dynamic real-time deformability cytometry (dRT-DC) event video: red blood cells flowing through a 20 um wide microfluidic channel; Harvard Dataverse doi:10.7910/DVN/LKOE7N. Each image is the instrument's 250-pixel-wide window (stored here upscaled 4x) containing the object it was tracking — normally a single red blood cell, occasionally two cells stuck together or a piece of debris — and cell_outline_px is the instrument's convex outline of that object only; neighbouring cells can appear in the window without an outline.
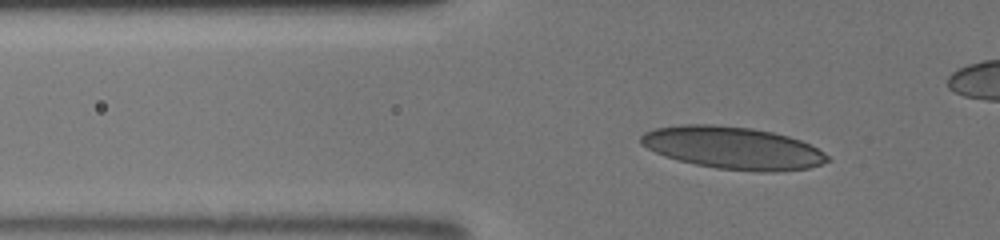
{"species": "human", "species_latin": "Homo sapiens", "temperature_condition": "room temperature", "stored_images_in_passage": 41, "camera_frame_rate_fps": 3000, "um_per_image_px": 0.085, "donor": {"sex": "male"}, "frame": {"image": 1, "passage_image": 16, "time_ms": 4.667, "image_size_px": [1000, 240], "cell_outline_px": [[832, 160], [808, 168], [776, 172], [756, 172], [716, 168], [696, 164], [664, 156], [640, 144], [640, 136], [644, 132], [656, 128], [680, 124], [716, 124], [752, 128], [772, 132], [788, 136], [800, 140], [824, 152]], "centroid_in_image_um": [62.29, 12.57], "position_along_channel_um": 63.5, "area_um2": 46.12}}
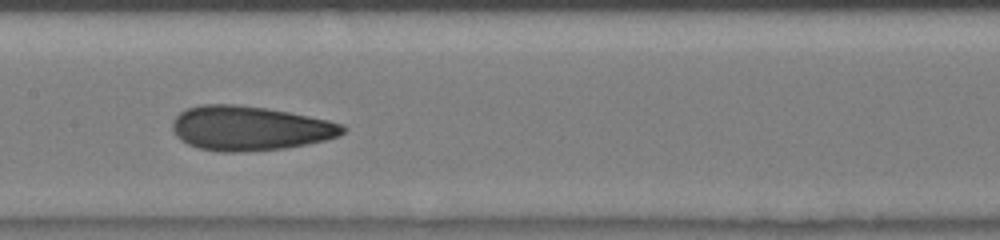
{"frame": {"image": 2, "passage_image": 30, "time_ms": 8.0, "image_size_px": [1000, 240], "cell_outline_px": [[348, 128], [340, 136], [324, 140], [284, 148], [236, 152], [220, 152], [200, 148], [188, 144], [180, 140], [176, 136], [172, 128], [172, 120], [180, 112], [188, 108], [200, 104], [236, 104], [264, 108], [288, 112], [328, 120], [344, 124]], "centroid_in_image_um": [21.21, 10.89], "position_along_channel_um": 186.2, "area_um2": 44.04}}
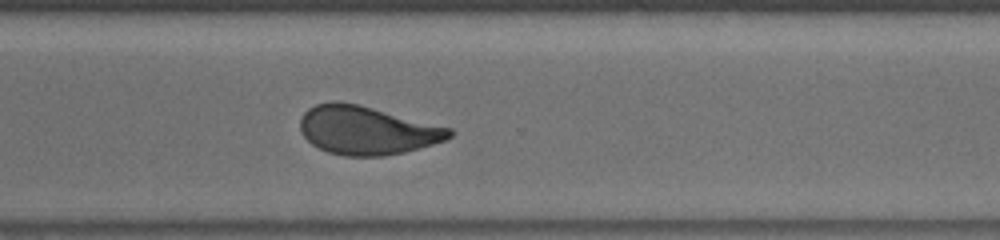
{"frame": {"image": 3, "passage_image": 41, "time_ms": 11.667, "image_size_px": [1000, 240], "cell_outline_px": [[452, 136], [444, 140], [432, 144], [404, 152], [384, 156], [344, 156], [328, 152], [312, 144], [300, 132], [300, 120], [304, 112], [308, 108], [316, 104], [332, 100], [340, 100], [360, 104], [452, 128]], "centroid_in_image_um": [31.16, 11.05], "position_along_channel_um": 339.4, "area_um2": 42.37}}